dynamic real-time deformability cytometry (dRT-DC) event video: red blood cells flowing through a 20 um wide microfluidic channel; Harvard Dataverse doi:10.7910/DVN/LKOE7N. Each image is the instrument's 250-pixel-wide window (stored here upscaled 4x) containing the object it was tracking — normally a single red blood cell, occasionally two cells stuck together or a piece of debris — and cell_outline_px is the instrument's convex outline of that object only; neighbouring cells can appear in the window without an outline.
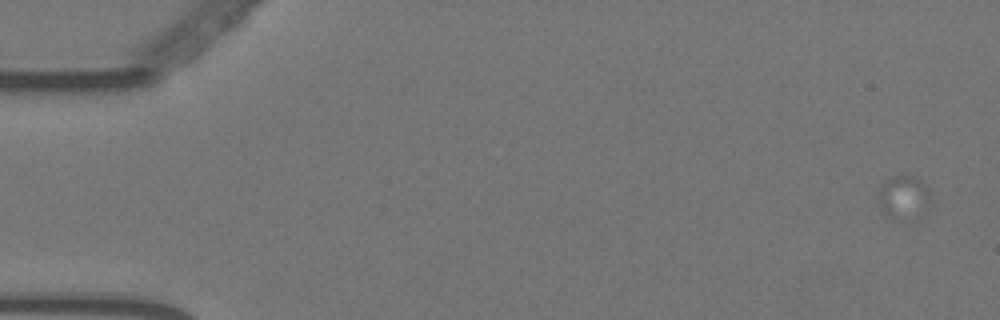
{"species": "Egyptian fruit bat (a non-hibernating species)", "species_latin": "Rousettus aegyptiacus", "temperature_condition": "warm", "stored_images_in_passage": 2, "camera_frame_rate_fps": 3000, "um_per_image_px": 0.085, "animal": {"sex": "female"}, "frame": {"image": 1, "passage_image": 1, "time_ms": 0.0, "image_size_px": [1000, 320], "cell_outline_px": [[932, 204], [928, 212], [892, 220], [880, 212], [880, 188], [892, 176], [912, 176], [924, 184], [928, 188]], "centroid_in_image_um": [76.85, 16.8], "position_along_channel_um": 8.1, "area_um2": 13.06}}